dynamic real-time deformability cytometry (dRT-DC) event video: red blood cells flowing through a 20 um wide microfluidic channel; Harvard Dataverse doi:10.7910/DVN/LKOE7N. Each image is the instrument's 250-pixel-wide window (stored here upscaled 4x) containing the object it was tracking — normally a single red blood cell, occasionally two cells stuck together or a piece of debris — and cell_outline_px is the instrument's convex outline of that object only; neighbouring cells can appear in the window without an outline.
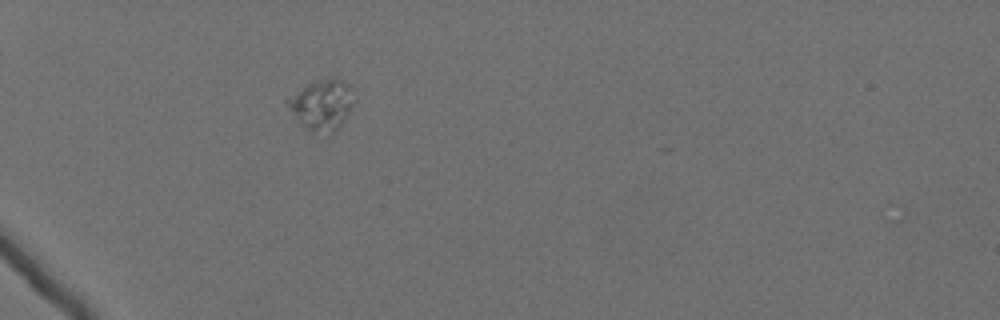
{"species": "Egyptian fruit bat (a non-hibernating species)", "species_latin": "Rousettus aegyptiacus", "temperature_condition": "cold", "stored_images_in_passage": 40, "camera_frame_rate_fps": 3000, "um_per_image_px": 0.085, "animal": {"sex": "female"}, "frame": {"image": 1, "passage_image": 1, "time_ms": 0.0, "image_size_px": [1000, 320], "cell_outline_px": [[352, 104], [340, 128], [332, 132], [312, 132], [304, 128], [300, 124], [284, 100], [308, 84], [316, 80], [332, 76], [336, 76], [348, 84]], "centroid_in_image_um": [27.33, 8.89], "position_along_channel_um": 57.7, "area_um2": 19.19}}
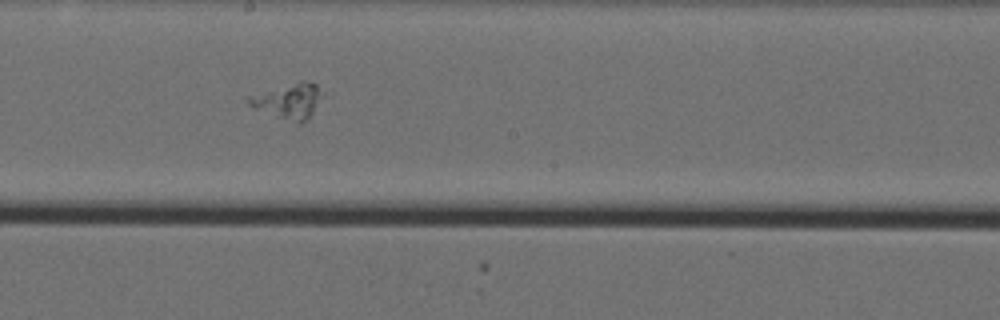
{"frame": {"image": 2, "passage_image": 17, "time_ms": 5.333, "image_size_px": [1000, 320], "cell_outline_px": [[328, 96], [300, 124], [252, 108], [248, 104], [244, 96], [300, 80], [304, 80], [316, 84]], "centroid_in_image_um": [24.54, 8.54], "position_along_channel_um": 223.7, "area_um2": 15.61}}
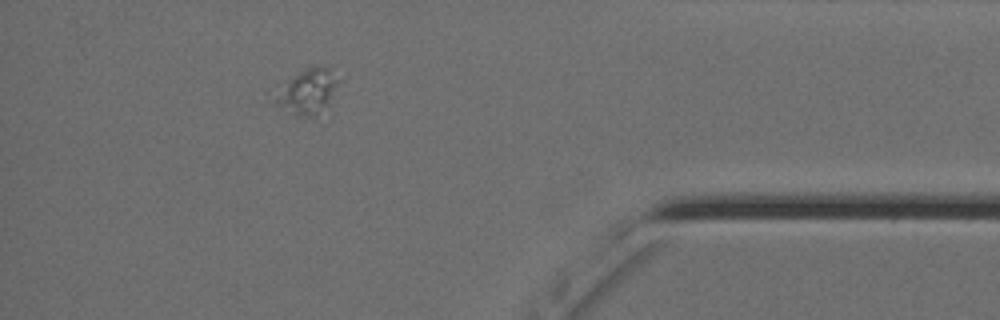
{"frame": {"image": 3, "passage_image": 35, "time_ms": 11.333, "image_size_px": [1000, 320], "cell_outline_px": [[340, 80], [328, 104], [316, 120], [296, 116], [276, 104], [272, 96], [288, 80], [300, 72], [308, 68], [328, 68]], "centroid_in_image_um": [26.14, 7.88], "position_along_channel_um": 409.1, "area_um2": 16.47}}